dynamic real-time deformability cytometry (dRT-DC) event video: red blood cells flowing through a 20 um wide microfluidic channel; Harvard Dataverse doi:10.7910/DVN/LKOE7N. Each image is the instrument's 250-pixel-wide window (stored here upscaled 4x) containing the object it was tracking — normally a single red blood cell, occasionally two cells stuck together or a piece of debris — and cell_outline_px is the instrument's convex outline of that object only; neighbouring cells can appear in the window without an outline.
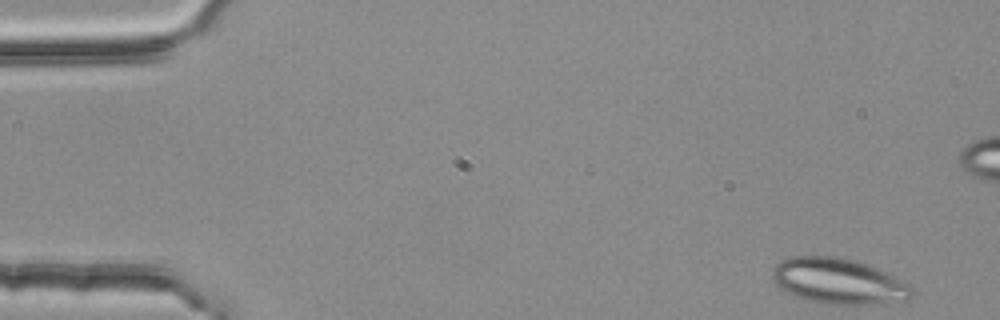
{"species": "common noctule bat (a hibernating species)", "species_latin": "Nyctalus noctula", "temperature_condition": "room temperature", "stored_images_in_passage": 4, "camera_frame_rate_fps": 3000, "um_per_image_px": 0.085, "animal": {"sex": "female", "body_mass_g": 25.1}, "frame": {"image": 1, "passage_image": 1, "time_ms": 0.0, "image_size_px": [1000, 320], "cell_outline_px": [[912, 296], [908, 300], [872, 304], [836, 304], [804, 300], [780, 288], [776, 284], [772, 276], [772, 268], [780, 260], [792, 256], [840, 256], [876, 268], [896, 276], [908, 284], [912, 288]], "centroid_in_image_um": [71.25, 23.89], "position_along_channel_um": 13.7, "area_um2": 36.99}}